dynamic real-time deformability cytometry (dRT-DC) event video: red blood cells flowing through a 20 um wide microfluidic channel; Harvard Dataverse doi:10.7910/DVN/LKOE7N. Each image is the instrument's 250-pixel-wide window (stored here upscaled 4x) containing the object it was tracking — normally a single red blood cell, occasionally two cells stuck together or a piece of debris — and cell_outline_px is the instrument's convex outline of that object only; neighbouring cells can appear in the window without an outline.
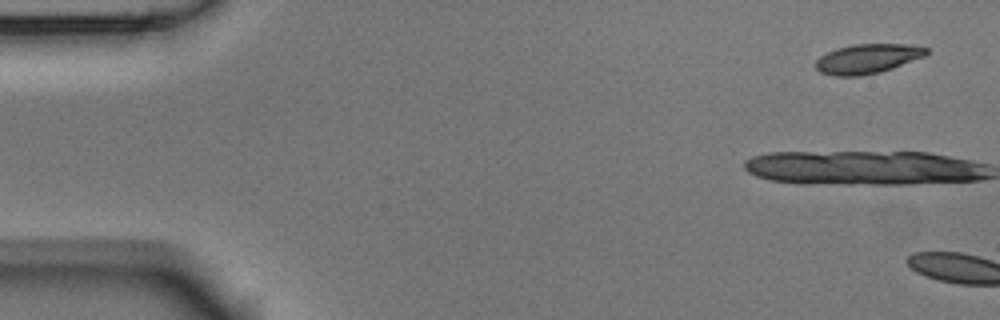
{"species": "Egyptian fruit bat (a non-hibernating species)", "species_latin": "Rousettus aegyptiacus", "temperature_condition": "room temperature", "stored_images_in_passage": 3, "camera_frame_rate_fps": 3000, "um_per_image_px": 0.085, "animal": {"sex": "male"}, "frame": {"image": 1, "passage_image": 1, "time_ms": 0.0, "image_size_px": [1000, 320], "cell_outline_px": [[928, 52], [924, 56], [892, 68], [880, 72], [860, 76], [836, 76], [820, 72], [816, 68], [816, 60], [820, 56], [836, 48], [852, 44], [908, 44], [928, 48]], "centroid_in_image_um": [73.72, 4.99], "position_along_channel_um": 11.3, "area_um2": 18.96}}